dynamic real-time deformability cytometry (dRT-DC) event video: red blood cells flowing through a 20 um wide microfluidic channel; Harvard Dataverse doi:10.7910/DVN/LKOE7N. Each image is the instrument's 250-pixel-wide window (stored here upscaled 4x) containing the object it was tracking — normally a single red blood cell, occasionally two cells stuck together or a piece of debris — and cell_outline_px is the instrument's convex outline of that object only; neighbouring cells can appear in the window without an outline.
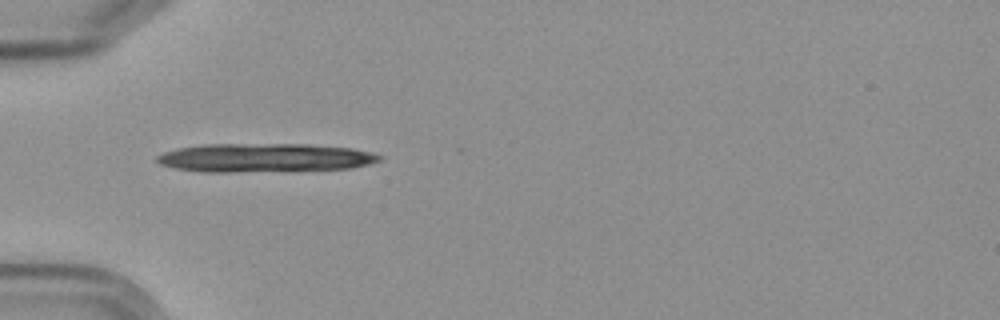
{"species": "Egyptian fruit bat (a non-hibernating species)", "species_latin": "Rousettus aegyptiacus", "temperature_condition": "cold", "stored_images_in_passage": 8, "camera_frame_rate_fps": 3000, "um_per_image_px": 0.085, "frame": {"image": 1, "passage_image": 2, "time_ms": 1.0, "image_size_px": [1000, 320], "cell_outline_px": [[384, 156], [380, 160], [368, 164], [352, 168], [232, 172], [204, 172], [176, 168], [160, 164], [156, 160], [156, 156], [164, 152], [180, 148], [208, 144], [308, 144], [352, 148], [372, 152]], "centroid_in_image_um": [22.52, 13.4], "position_along_channel_um": 62.5, "area_um2": 36.99}}